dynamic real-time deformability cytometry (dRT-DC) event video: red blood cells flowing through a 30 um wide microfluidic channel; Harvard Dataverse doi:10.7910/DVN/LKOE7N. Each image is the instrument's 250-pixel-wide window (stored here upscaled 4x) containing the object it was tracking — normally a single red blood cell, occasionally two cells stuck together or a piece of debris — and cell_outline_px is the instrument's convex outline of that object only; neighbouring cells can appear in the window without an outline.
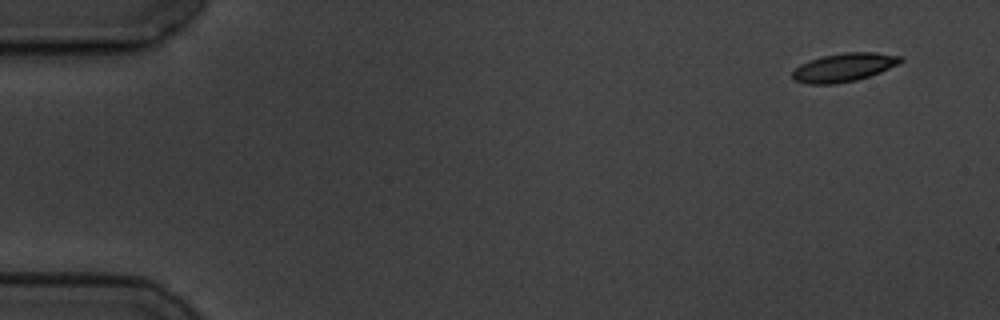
{"species": "common noctule bat (a hibernating species)", "species_latin": "Nyctalus noctula", "temperature_condition": "cold", "stored_images_in_passage": 5, "camera_frame_rate_fps": 3000, "um_per_image_px": 0.085, "animal": {"sex": "male", "body_mass_g": 19.5, "forearm_length_mm": 54.6}, "frame": {"image": 1, "passage_image": 1, "time_ms": 0.0, "image_size_px": [1000, 320], "cell_outline_px": [[904, 60], [880, 72], [856, 80], [836, 84], [808, 84], [792, 80], [792, 72], [800, 64], [824, 56], [844, 52], [876, 52], [904, 56]], "centroid_in_image_um": [71.73, 5.73], "position_along_channel_um": 13.3, "area_um2": 17.86}}
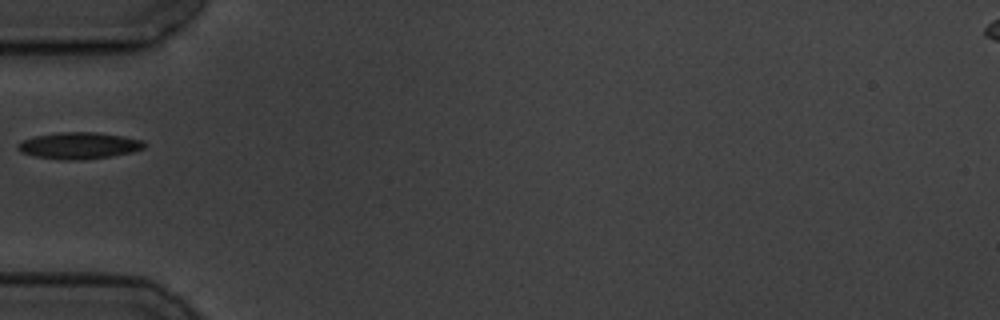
{"frame": {"image": 2, "passage_image": 5, "time_ms": 5.333, "image_size_px": [1000, 320], "cell_outline_px": [[144, 148], [132, 152], [112, 156], [80, 160], [64, 160], [36, 156], [20, 152], [16, 148], [16, 144], [20, 140], [36, 136], [56, 132], [96, 132], [124, 136], [144, 140]], "centroid_in_image_um": [6.69, 12.37], "position_along_channel_um": 78.3, "area_um2": 19.77}}